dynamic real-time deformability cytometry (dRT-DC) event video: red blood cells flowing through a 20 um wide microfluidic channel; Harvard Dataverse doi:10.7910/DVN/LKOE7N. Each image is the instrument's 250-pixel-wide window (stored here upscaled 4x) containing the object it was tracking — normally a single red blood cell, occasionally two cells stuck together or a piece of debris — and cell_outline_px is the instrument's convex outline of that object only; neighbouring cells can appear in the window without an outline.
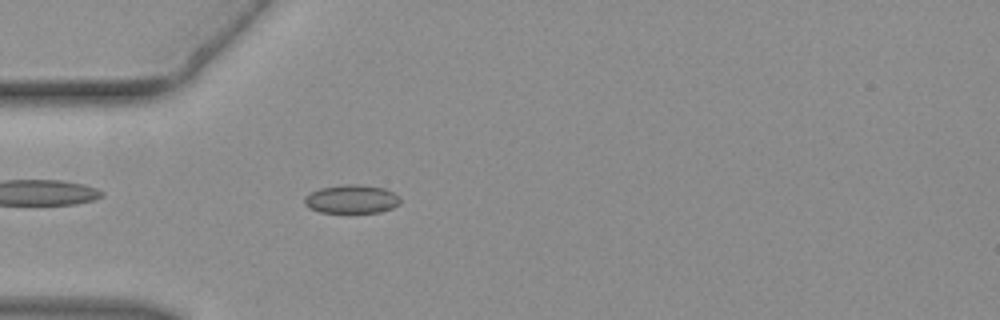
{"species": "common noctule bat (a hibernating species)", "species_latin": "Nyctalus noctula", "temperature_condition": "warm", "stored_images_in_passage": 34, "camera_frame_rate_fps": 3000, "um_per_image_px": 0.085, "animal": {"sex": "female", "body_mass_g": 19.3, "forearm_length_mm": 54.1}, "frame": {"image": 1, "passage_image": 1, "time_ms": 0.0, "image_size_px": [1000, 320], "cell_outline_px": [[400, 204], [392, 208], [380, 212], [320, 212], [308, 208], [304, 204], [304, 196], [320, 188], [348, 184], [356, 184], [384, 188], [400, 196]], "centroid_in_image_um": [29.88, 16.93], "position_along_channel_um": 55.1, "area_um2": 15.9}}
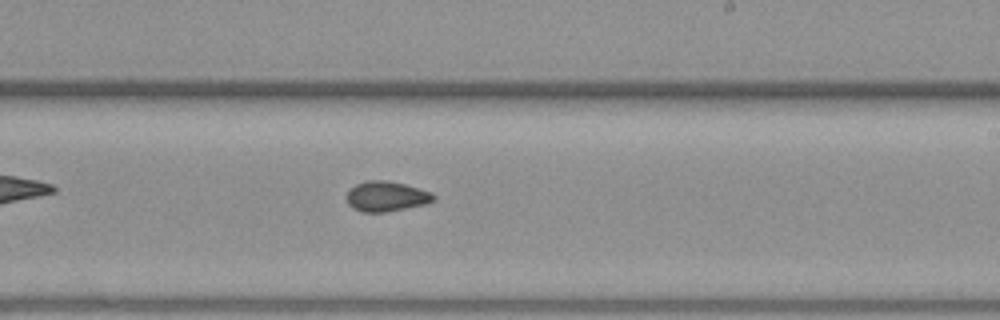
{"frame": {"image": 2, "passage_image": 15, "time_ms": 4.667, "image_size_px": [1000, 320], "cell_outline_px": [[436, 200], [428, 204], [388, 212], [360, 212], [352, 208], [348, 204], [344, 196], [356, 184], [368, 180], [384, 180], [404, 184], [432, 192], [436, 196]], "centroid_in_image_um": [32.85, 16.71], "position_along_channel_um": 256.1, "area_um2": 15.55}}
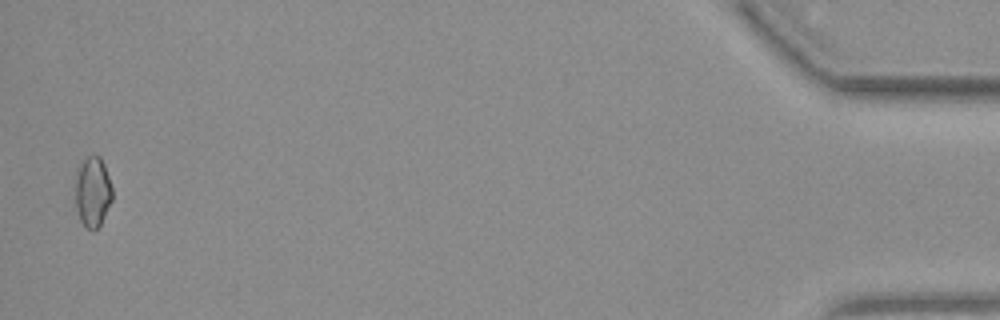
{"frame": {"image": 3, "passage_image": 33, "time_ms": 10.667, "image_size_px": [1000, 320], "cell_outline_px": [[112, 200], [100, 224], [92, 232], [80, 220], [76, 208], [76, 168], [88, 156], [100, 156], [104, 164], [112, 188]], "centroid_in_image_um": [7.87, 16.29], "position_along_channel_um": 427.3, "area_um2": 14.97}}